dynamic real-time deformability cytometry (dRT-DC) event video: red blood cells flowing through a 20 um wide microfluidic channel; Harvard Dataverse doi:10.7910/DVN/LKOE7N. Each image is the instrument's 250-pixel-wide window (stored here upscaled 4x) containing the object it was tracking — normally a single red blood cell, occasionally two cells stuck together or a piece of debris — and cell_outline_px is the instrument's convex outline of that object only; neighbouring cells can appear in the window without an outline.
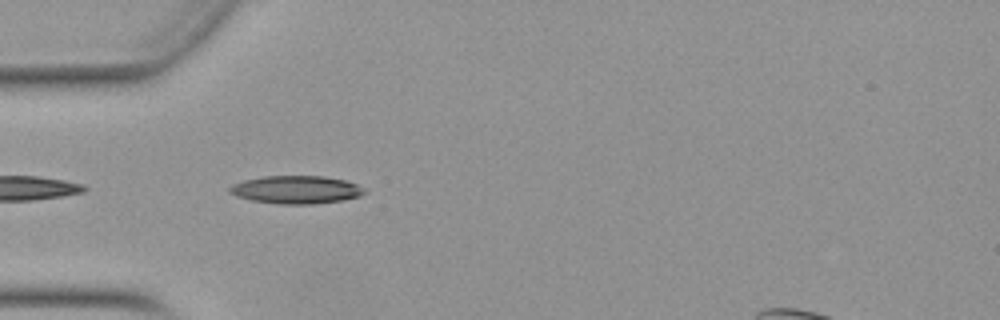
{"species": "Egyptian fruit bat (a non-hibernating species)", "species_latin": "Rousettus aegyptiacus", "temperature_condition": "warm", "stored_images_in_passage": 9, "camera_frame_rate_fps": 3000, "um_per_image_px": 0.085, "animal": {"sex": "female"}, "frame": {"image": 1, "passage_image": 2, "time_ms": 0.333, "image_size_px": [1000, 320], "cell_outline_px": [[368, 192], [360, 196], [344, 200], [312, 204], [280, 204], [252, 200], [236, 196], [228, 192], [228, 188], [232, 184], [244, 180], [264, 176], [324, 176], [344, 180], [356, 184], [364, 188]], "centroid_in_image_um": [25.18, 16.12], "position_along_channel_um": 59.8, "area_um2": 22.02}}
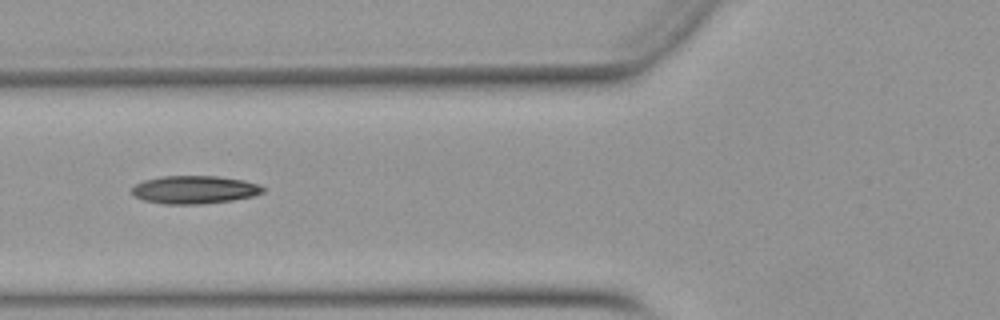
{"frame": {"image": 2, "passage_image": 6, "time_ms": 1.667, "image_size_px": [1000, 320], "cell_outline_px": [[264, 192], [252, 196], [232, 200], [204, 204], [164, 204], [144, 200], [136, 196], [132, 192], [132, 188], [136, 184], [144, 180], [160, 176], [216, 176], [244, 180], [260, 184], [264, 188]], "centroid_in_image_um": [16.55, 16.12], "position_along_channel_um": 109.2, "area_um2": 21.39}}